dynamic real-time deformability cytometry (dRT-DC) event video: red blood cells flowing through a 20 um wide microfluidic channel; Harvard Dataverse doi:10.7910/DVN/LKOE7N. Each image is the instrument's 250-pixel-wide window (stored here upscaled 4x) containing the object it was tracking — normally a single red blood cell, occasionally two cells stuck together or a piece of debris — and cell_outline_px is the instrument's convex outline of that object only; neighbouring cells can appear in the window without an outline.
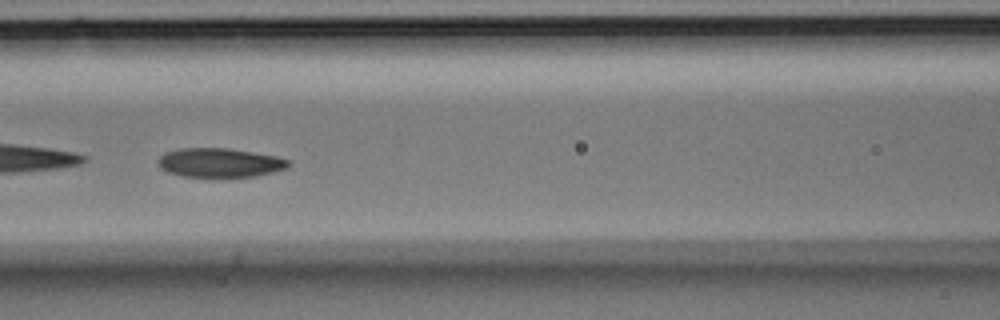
{"species": "Egyptian fruit bat (a non-hibernating species)", "species_latin": "Rousettus aegyptiacus", "temperature_condition": "room temperature", "stored_images_in_passage": 39, "camera_frame_rate_fps": 3000, "um_per_image_px": 0.085, "animal": {"sex": "male"}, "frame": {"image": 1, "passage_image": 17, "time_ms": 5.333, "image_size_px": [1000, 320], "cell_outline_px": [[288, 168], [256, 176], [220, 180], [216, 180], [184, 176], [168, 172], [160, 168], [160, 156], [164, 152], [180, 148], [228, 148], [276, 156], [288, 160]], "centroid_in_image_um": [18.67, 13.87], "position_along_channel_um": 147.9, "area_um2": 22.83}}
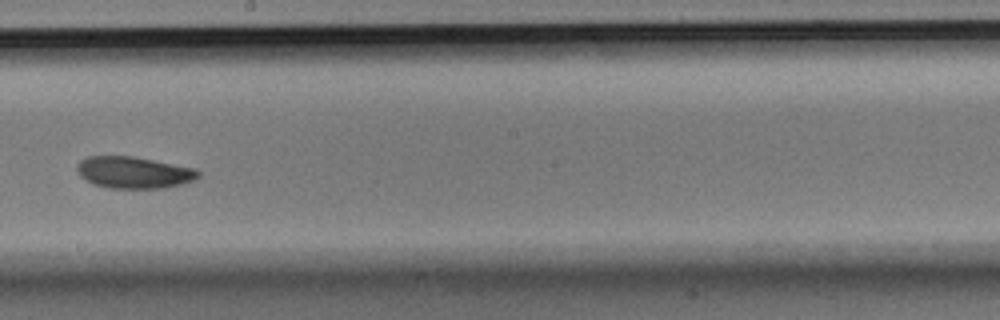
{"frame": {"image": 2, "passage_image": 23, "time_ms": 7.333, "image_size_px": [1000, 320], "cell_outline_px": [[200, 176], [184, 184], [164, 188], [108, 188], [92, 184], [80, 176], [76, 168], [76, 164], [80, 160], [88, 156], [132, 156], [196, 168], [200, 172]], "centroid_in_image_um": [11.36, 14.66], "position_along_channel_um": 236.8, "area_um2": 22.6}}
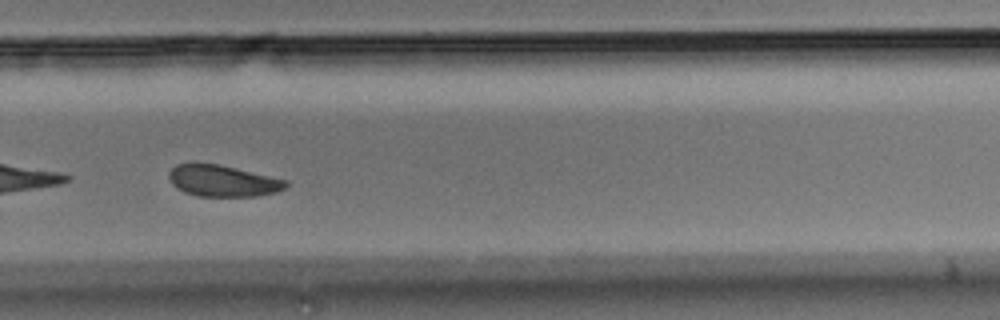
{"frame": {"image": 3, "passage_image": 28, "time_ms": 9.0, "image_size_px": [1000, 320], "cell_outline_px": [[288, 184], [284, 188], [276, 192], [256, 196], [196, 196], [184, 192], [172, 184], [168, 176], [168, 172], [176, 164], [192, 160], [220, 164], [288, 180]], "centroid_in_image_um": [18.87, 15.33], "position_along_channel_um": 310.9, "area_um2": 21.96}}